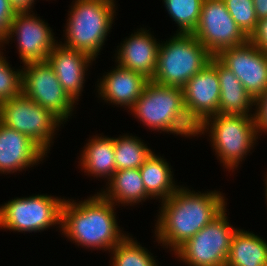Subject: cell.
<instances>
[{"mask_svg":"<svg viewBox=\"0 0 267 266\" xmlns=\"http://www.w3.org/2000/svg\"><path fill=\"white\" fill-rule=\"evenodd\" d=\"M225 199L220 191L201 193L180 186L161 202L155 240L174 253L227 207Z\"/></svg>","mask_w":267,"mask_h":266,"instance_id":"6da1fadb","label":"cell"},{"mask_svg":"<svg viewBox=\"0 0 267 266\" xmlns=\"http://www.w3.org/2000/svg\"><path fill=\"white\" fill-rule=\"evenodd\" d=\"M78 202L63 201L60 231L78 246L110 252L127 235L118 226L115 205L98 192Z\"/></svg>","mask_w":267,"mask_h":266,"instance_id":"7a4b0ae2","label":"cell"},{"mask_svg":"<svg viewBox=\"0 0 267 266\" xmlns=\"http://www.w3.org/2000/svg\"><path fill=\"white\" fill-rule=\"evenodd\" d=\"M128 111L152 131L187 138L196 136L197 126L186 113L181 87L161 85L148 80L141 96Z\"/></svg>","mask_w":267,"mask_h":266,"instance_id":"3957f363","label":"cell"},{"mask_svg":"<svg viewBox=\"0 0 267 266\" xmlns=\"http://www.w3.org/2000/svg\"><path fill=\"white\" fill-rule=\"evenodd\" d=\"M71 3L63 30L64 43H60L95 59L112 29L117 10L115 0H74Z\"/></svg>","mask_w":267,"mask_h":266,"instance_id":"277c9868","label":"cell"},{"mask_svg":"<svg viewBox=\"0 0 267 266\" xmlns=\"http://www.w3.org/2000/svg\"><path fill=\"white\" fill-rule=\"evenodd\" d=\"M206 132L217 158L229 172L239 167L259 138L255 116L212 115L197 127L196 136Z\"/></svg>","mask_w":267,"mask_h":266,"instance_id":"5b68a950","label":"cell"},{"mask_svg":"<svg viewBox=\"0 0 267 266\" xmlns=\"http://www.w3.org/2000/svg\"><path fill=\"white\" fill-rule=\"evenodd\" d=\"M212 57L193 34L175 33L159 45L152 81L182 88Z\"/></svg>","mask_w":267,"mask_h":266,"instance_id":"8992f818","label":"cell"},{"mask_svg":"<svg viewBox=\"0 0 267 266\" xmlns=\"http://www.w3.org/2000/svg\"><path fill=\"white\" fill-rule=\"evenodd\" d=\"M64 200L45 194L11 199L0 205V228L36 233L58 225L60 230Z\"/></svg>","mask_w":267,"mask_h":266,"instance_id":"52a82bcc","label":"cell"},{"mask_svg":"<svg viewBox=\"0 0 267 266\" xmlns=\"http://www.w3.org/2000/svg\"><path fill=\"white\" fill-rule=\"evenodd\" d=\"M0 122L31 138L46 153L54 143L56 130L63 124L49 110L22 93L0 103Z\"/></svg>","mask_w":267,"mask_h":266,"instance_id":"ba28073f","label":"cell"},{"mask_svg":"<svg viewBox=\"0 0 267 266\" xmlns=\"http://www.w3.org/2000/svg\"><path fill=\"white\" fill-rule=\"evenodd\" d=\"M225 208L175 252L188 266H226L231 241L238 228L229 224Z\"/></svg>","mask_w":267,"mask_h":266,"instance_id":"9c48e42d","label":"cell"},{"mask_svg":"<svg viewBox=\"0 0 267 266\" xmlns=\"http://www.w3.org/2000/svg\"><path fill=\"white\" fill-rule=\"evenodd\" d=\"M22 94L49 110L62 123L72 116L77 104L62 87L47 61L22 66Z\"/></svg>","mask_w":267,"mask_h":266,"instance_id":"30bf717a","label":"cell"},{"mask_svg":"<svg viewBox=\"0 0 267 266\" xmlns=\"http://www.w3.org/2000/svg\"><path fill=\"white\" fill-rule=\"evenodd\" d=\"M192 34L213 56L222 49L240 46L249 40L223 0H203L199 23Z\"/></svg>","mask_w":267,"mask_h":266,"instance_id":"8fae6325","label":"cell"},{"mask_svg":"<svg viewBox=\"0 0 267 266\" xmlns=\"http://www.w3.org/2000/svg\"><path fill=\"white\" fill-rule=\"evenodd\" d=\"M48 23L33 12H16L5 40L9 44L16 36L17 50L24 64L46 61L53 47L58 43Z\"/></svg>","mask_w":267,"mask_h":266,"instance_id":"7c38bea8","label":"cell"},{"mask_svg":"<svg viewBox=\"0 0 267 266\" xmlns=\"http://www.w3.org/2000/svg\"><path fill=\"white\" fill-rule=\"evenodd\" d=\"M215 57L235 74L254 100L267 90V53L250 40L222 49Z\"/></svg>","mask_w":267,"mask_h":266,"instance_id":"4fadbf2b","label":"cell"},{"mask_svg":"<svg viewBox=\"0 0 267 266\" xmlns=\"http://www.w3.org/2000/svg\"><path fill=\"white\" fill-rule=\"evenodd\" d=\"M182 89L186 113L197 127L208 117L218 114L220 82L217 58L213 56Z\"/></svg>","mask_w":267,"mask_h":266,"instance_id":"5bb4252c","label":"cell"},{"mask_svg":"<svg viewBox=\"0 0 267 266\" xmlns=\"http://www.w3.org/2000/svg\"><path fill=\"white\" fill-rule=\"evenodd\" d=\"M46 156L31 138L0 122V174L26 170L41 163Z\"/></svg>","mask_w":267,"mask_h":266,"instance_id":"9a60e30c","label":"cell"},{"mask_svg":"<svg viewBox=\"0 0 267 266\" xmlns=\"http://www.w3.org/2000/svg\"><path fill=\"white\" fill-rule=\"evenodd\" d=\"M94 60L96 59L87 53L65 47L60 42L53 47L46 59L62 87L75 102L79 101L86 81V71Z\"/></svg>","mask_w":267,"mask_h":266,"instance_id":"2e32d148","label":"cell"},{"mask_svg":"<svg viewBox=\"0 0 267 266\" xmlns=\"http://www.w3.org/2000/svg\"><path fill=\"white\" fill-rule=\"evenodd\" d=\"M146 28H140L120 44L115 54V63L125 69L142 74L152 80L156 72L160 43Z\"/></svg>","mask_w":267,"mask_h":266,"instance_id":"e0dca14e","label":"cell"},{"mask_svg":"<svg viewBox=\"0 0 267 266\" xmlns=\"http://www.w3.org/2000/svg\"><path fill=\"white\" fill-rule=\"evenodd\" d=\"M97 82L99 98L130 110L141 96L148 79L140 73L116 65V68L107 72Z\"/></svg>","mask_w":267,"mask_h":266,"instance_id":"ac0fdd59","label":"cell"},{"mask_svg":"<svg viewBox=\"0 0 267 266\" xmlns=\"http://www.w3.org/2000/svg\"><path fill=\"white\" fill-rule=\"evenodd\" d=\"M217 74L220 82L218 114L254 116L251 112H254L252 106L255 107V100L235 74L218 59Z\"/></svg>","mask_w":267,"mask_h":266,"instance_id":"d6986e66","label":"cell"},{"mask_svg":"<svg viewBox=\"0 0 267 266\" xmlns=\"http://www.w3.org/2000/svg\"><path fill=\"white\" fill-rule=\"evenodd\" d=\"M80 154L78 166L90 176L107 178L116 171L114 137L95 135L89 138Z\"/></svg>","mask_w":267,"mask_h":266,"instance_id":"ffe728a7","label":"cell"},{"mask_svg":"<svg viewBox=\"0 0 267 266\" xmlns=\"http://www.w3.org/2000/svg\"><path fill=\"white\" fill-rule=\"evenodd\" d=\"M108 185V186H107ZM107 188L99 192L115 206H130L152 199L145 190L140 170L137 168L117 170L106 184Z\"/></svg>","mask_w":267,"mask_h":266,"instance_id":"44dd1931","label":"cell"},{"mask_svg":"<svg viewBox=\"0 0 267 266\" xmlns=\"http://www.w3.org/2000/svg\"><path fill=\"white\" fill-rule=\"evenodd\" d=\"M226 266H267V241L238 228L231 241Z\"/></svg>","mask_w":267,"mask_h":266,"instance_id":"7402d4cb","label":"cell"},{"mask_svg":"<svg viewBox=\"0 0 267 266\" xmlns=\"http://www.w3.org/2000/svg\"><path fill=\"white\" fill-rule=\"evenodd\" d=\"M139 170L146 193L152 199L156 197L160 202L165 201L180 187L173 181L171 165L154 152Z\"/></svg>","mask_w":267,"mask_h":266,"instance_id":"603a6c76","label":"cell"},{"mask_svg":"<svg viewBox=\"0 0 267 266\" xmlns=\"http://www.w3.org/2000/svg\"><path fill=\"white\" fill-rule=\"evenodd\" d=\"M114 151L116 171L139 169L154 152L139 137L128 134L114 138Z\"/></svg>","mask_w":267,"mask_h":266,"instance_id":"cb8c5ba5","label":"cell"},{"mask_svg":"<svg viewBox=\"0 0 267 266\" xmlns=\"http://www.w3.org/2000/svg\"><path fill=\"white\" fill-rule=\"evenodd\" d=\"M133 236L126 235L110 250L111 266H158L156 259L147 248ZM136 239V240H134ZM155 259V260H154Z\"/></svg>","mask_w":267,"mask_h":266,"instance_id":"d4e9b609","label":"cell"},{"mask_svg":"<svg viewBox=\"0 0 267 266\" xmlns=\"http://www.w3.org/2000/svg\"><path fill=\"white\" fill-rule=\"evenodd\" d=\"M166 10L176 22V33L192 34L196 29L203 0H163Z\"/></svg>","mask_w":267,"mask_h":266,"instance_id":"484cf974","label":"cell"},{"mask_svg":"<svg viewBox=\"0 0 267 266\" xmlns=\"http://www.w3.org/2000/svg\"><path fill=\"white\" fill-rule=\"evenodd\" d=\"M233 20L243 33L250 38L256 31L258 19L253 0H223Z\"/></svg>","mask_w":267,"mask_h":266,"instance_id":"4316f807","label":"cell"},{"mask_svg":"<svg viewBox=\"0 0 267 266\" xmlns=\"http://www.w3.org/2000/svg\"><path fill=\"white\" fill-rule=\"evenodd\" d=\"M0 48L4 50L1 45ZM2 53L0 51V103L22 93V69L11 68Z\"/></svg>","mask_w":267,"mask_h":266,"instance_id":"83f0119b","label":"cell"},{"mask_svg":"<svg viewBox=\"0 0 267 266\" xmlns=\"http://www.w3.org/2000/svg\"><path fill=\"white\" fill-rule=\"evenodd\" d=\"M258 136L260 133L267 134V90L255 100V109H253Z\"/></svg>","mask_w":267,"mask_h":266,"instance_id":"f1b7e54d","label":"cell"},{"mask_svg":"<svg viewBox=\"0 0 267 266\" xmlns=\"http://www.w3.org/2000/svg\"><path fill=\"white\" fill-rule=\"evenodd\" d=\"M15 10L10 5L9 0H0V44L7 37L10 25L15 16Z\"/></svg>","mask_w":267,"mask_h":266,"instance_id":"f546056e","label":"cell"},{"mask_svg":"<svg viewBox=\"0 0 267 266\" xmlns=\"http://www.w3.org/2000/svg\"><path fill=\"white\" fill-rule=\"evenodd\" d=\"M249 40L260 50L267 53V18L258 21L256 31L251 35Z\"/></svg>","mask_w":267,"mask_h":266,"instance_id":"4dcf8cb0","label":"cell"},{"mask_svg":"<svg viewBox=\"0 0 267 266\" xmlns=\"http://www.w3.org/2000/svg\"><path fill=\"white\" fill-rule=\"evenodd\" d=\"M36 0H9L15 12H33L31 9Z\"/></svg>","mask_w":267,"mask_h":266,"instance_id":"1f68e13d","label":"cell"},{"mask_svg":"<svg viewBox=\"0 0 267 266\" xmlns=\"http://www.w3.org/2000/svg\"><path fill=\"white\" fill-rule=\"evenodd\" d=\"M258 21L267 18V0H253Z\"/></svg>","mask_w":267,"mask_h":266,"instance_id":"d6a6232c","label":"cell"},{"mask_svg":"<svg viewBox=\"0 0 267 266\" xmlns=\"http://www.w3.org/2000/svg\"><path fill=\"white\" fill-rule=\"evenodd\" d=\"M266 174H267V173H266ZM265 177H266V178H265V185H266V186H265V187H266V188H265V189H266V190H265V198H266V200H267V175H266ZM266 202H267V201H266Z\"/></svg>","mask_w":267,"mask_h":266,"instance_id":"836d02e7","label":"cell"}]
</instances>
